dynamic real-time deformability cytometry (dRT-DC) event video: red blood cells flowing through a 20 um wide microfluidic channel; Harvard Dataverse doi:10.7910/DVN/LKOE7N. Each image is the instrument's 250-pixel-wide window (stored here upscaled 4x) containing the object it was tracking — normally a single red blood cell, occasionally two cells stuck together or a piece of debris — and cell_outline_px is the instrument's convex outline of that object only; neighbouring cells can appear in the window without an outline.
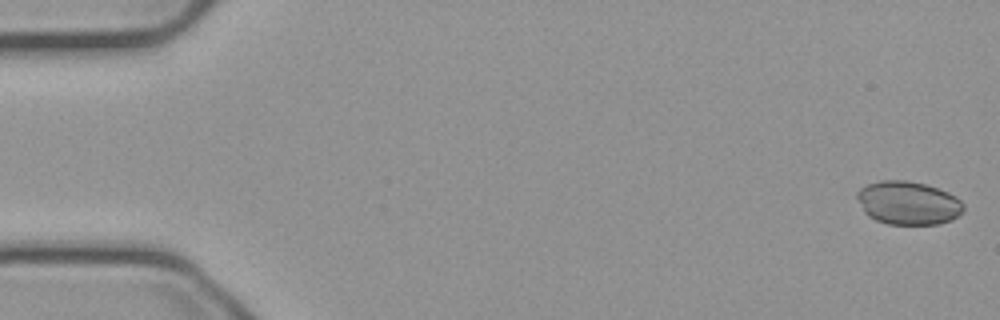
{"species": "common noctule bat (a hibernating species)", "species_latin": "Nyctalus noctula", "temperature_condition": "cold", "stored_images_in_passage": 55, "camera_frame_rate_fps": 3000, "um_per_image_px": 0.085, "animal": {"sex": "male", "body_mass_g": 23.1, "forearm_length_mm": 52.7}, "frame": {"image": 1, "passage_image": 1, "time_ms": 0.0, "image_size_px": [1000, 320], "cell_outline_px": [[964, 212], [952, 220], [940, 224], [888, 224], [876, 220], [868, 216], [864, 212], [856, 196], [856, 192], [860, 188], [868, 184], [880, 180], [908, 180], [924, 184], [948, 192], [956, 196], [964, 204]], "centroid_in_image_um": [77.21, 17.25], "position_along_channel_um": 7.8, "area_um2": 27.11}}
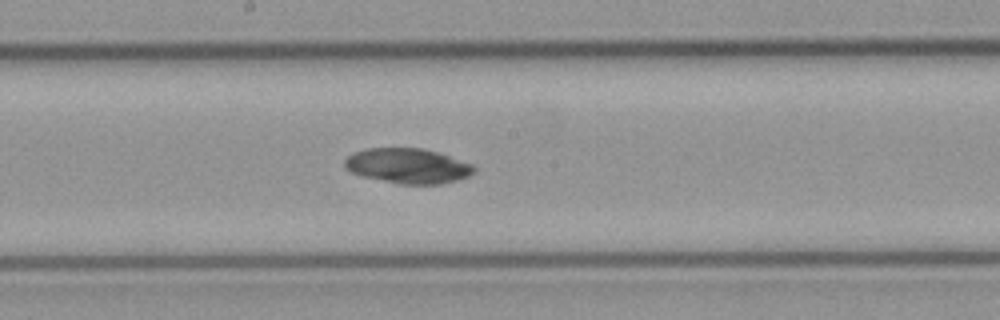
{"frame": {"image": 2, "passage_image": 29, "time_ms": 9.333, "image_size_px": [1000, 320], "cell_outline_px": [[476, 172], [460, 180], [444, 184], [396, 184], [360, 176], [344, 168], [344, 160], [348, 156], [356, 152], [368, 148], [420, 148], [436, 152], [472, 164], [476, 168]], "centroid_in_image_um": [34.66, 14.12], "position_along_channel_um": 213.5, "area_um2": 26.59}}
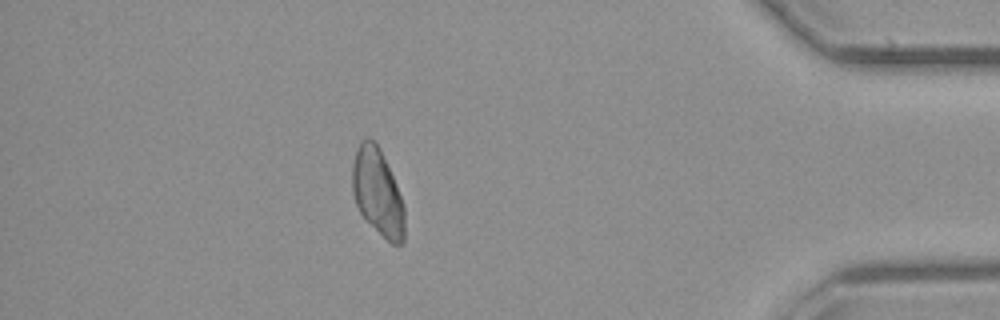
{"frame": {"image": 3, "passage_image": 48, "time_ms": 15.667, "image_size_px": [1000, 320], "cell_outline_px": [[404, 240], [400, 244], [392, 244], [364, 220], [356, 204], [352, 192], [352, 164], [356, 148], [360, 140], [368, 136], [380, 148], [396, 184], [404, 204]], "centroid_in_image_um": [32.07, 16.33], "position_along_channel_um": 403.1, "area_um2": 26.65}}